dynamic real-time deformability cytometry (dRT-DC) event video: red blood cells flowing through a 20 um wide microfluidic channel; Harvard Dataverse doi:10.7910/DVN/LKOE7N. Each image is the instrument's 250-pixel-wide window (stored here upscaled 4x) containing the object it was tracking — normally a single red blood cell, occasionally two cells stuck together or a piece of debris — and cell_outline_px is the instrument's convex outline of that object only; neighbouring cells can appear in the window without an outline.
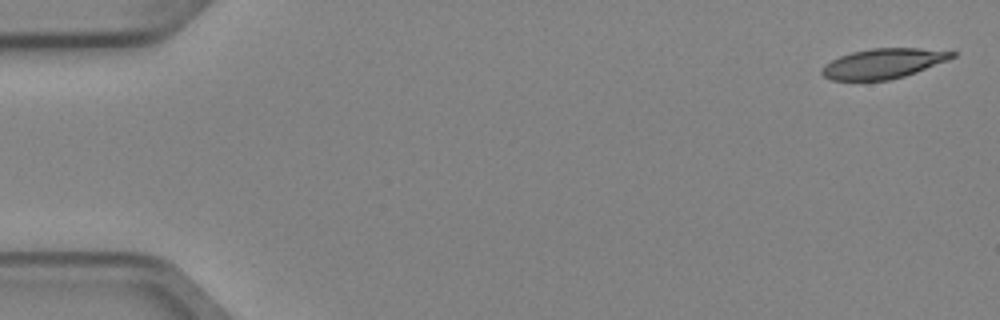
{"species": "Egyptian fruit bat (a non-hibernating species)", "species_latin": "Rousettus aegyptiacus", "temperature_condition": "cold", "stored_images_in_passage": 4, "camera_frame_rate_fps": 3000, "um_per_image_px": 0.085, "animal": {"sex": "female"}, "frame": {"image": 1, "passage_image": 1, "time_ms": 0.0, "image_size_px": [1000, 320], "cell_outline_px": [[956, 56], [948, 60], [916, 72], [904, 76], [888, 80], [832, 80], [824, 76], [820, 72], [820, 68], [824, 64], [840, 56], [852, 52], [872, 48], [920, 48], [956, 52]], "centroid_in_image_um": [75.06, 5.39], "position_along_channel_um": 9.9, "area_um2": 22.66}}